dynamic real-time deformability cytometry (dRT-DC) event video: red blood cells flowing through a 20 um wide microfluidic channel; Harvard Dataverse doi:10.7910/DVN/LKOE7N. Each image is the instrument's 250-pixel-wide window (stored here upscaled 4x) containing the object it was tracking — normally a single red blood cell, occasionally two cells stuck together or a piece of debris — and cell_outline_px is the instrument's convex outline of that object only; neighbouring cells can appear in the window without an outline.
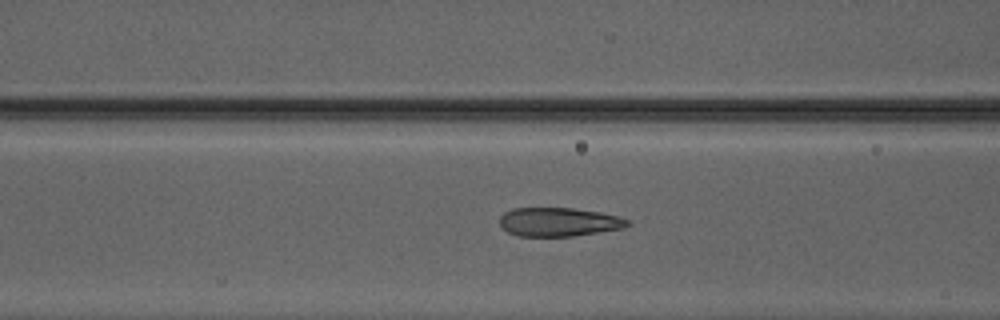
{"species": "Egyptian fruit bat (a non-hibernating species)", "species_latin": "Rousettus aegyptiacus", "temperature_condition": "warm", "stored_images_in_passage": 49, "camera_frame_rate_fps": 3000, "um_per_image_px": 0.085, "animal": {"sex": "male"}, "frame": {"image": 1, "passage_image": 21, "time_ms": 6.667, "image_size_px": [1000, 320], "cell_outline_px": [[632, 224], [624, 228], [572, 236], [516, 236], [508, 232], [500, 224], [500, 216], [504, 212], [512, 208], [572, 208], [600, 212], [616, 216], [628, 220]], "centroid_in_image_um": [47.48, 18.86], "position_along_channel_um": 119.1, "area_um2": 21.39}}
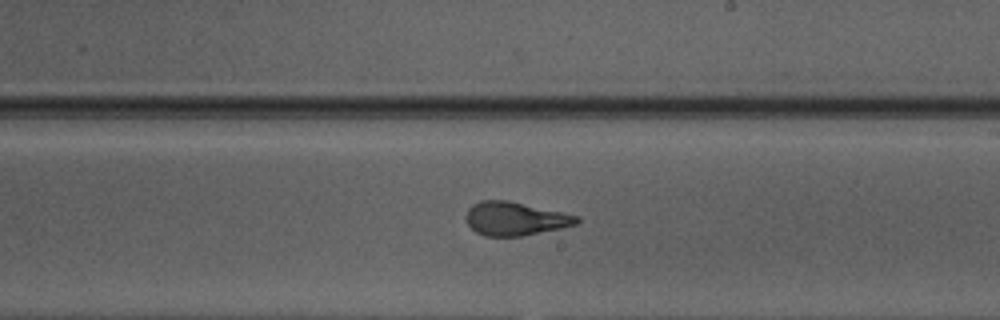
{"frame": {"image": 2, "passage_image": 30, "time_ms": 9.667, "image_size_px": [1000, 320], "cell_outline_px": [[580, 220], [576, 224], [560, 228], [520, 236], [484, 236], [476, 232], [468, 224], [464, 216], [468, 208], [472, 204], [480, 200], [508, 200], [580, 216]], "centroid_in_image_um": [43.75, 18.57], "position_along_channel_um": 245.3, "area_um2": 21.62}}
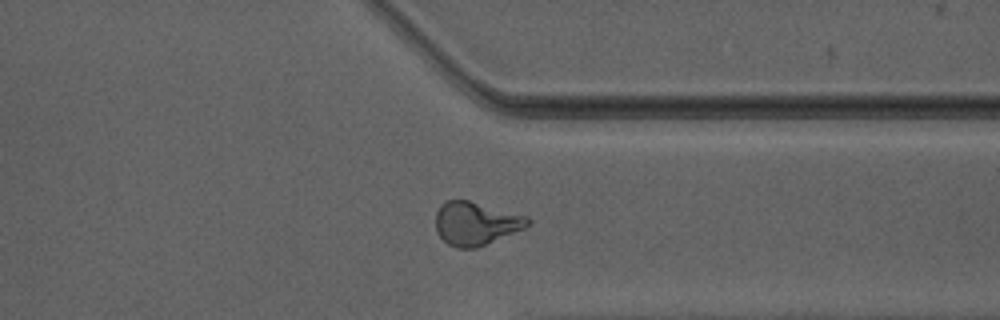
{"frame": {"image": 3, "passage_image": 39, "time_ms": 12.667, "image_size_px": [1000, 320], "cell_outline_px": [[532, 220], [524, 228], [476, 248], [456, 248], [448, 244], [436, 232], [436, 212], [440, 204], [448, 200], [468, 200], [528, 216]], "centroid_in_image_um": [40.42, 18.98], "position_along_channel_um": 371.0, "area_um2": 23.12}}